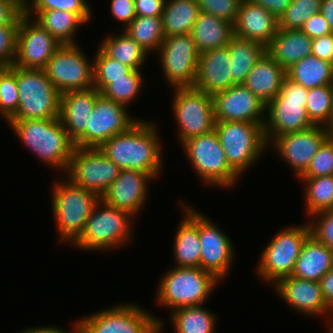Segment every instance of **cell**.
I'll return each mask as SVG.
<instances>
[{"label": "cell", "mask_w": 333, "mask_h": 333, "mask_svg": "<svg viewBox=\"0 0 333 333\" xmlns=\"http://www.w3.org/2000/svg\"><path fill=\"white\" fill-rule=\"evenodd\" d=\"M73 328L70 329V331H66L61 327L50 325H44V326H32L27 327L20 332L17 333H72L77 328V320H75L74 324L72 325Z\"/></svg>", "instance_id": "obj_56"}, {"label": "cell", "mask_w": 333, "mask_h": 333, "mask_svg": "<svg viewBox=\"0 0 333 333\" xmlns=\"http://www.w3.org/2000/svg\"><path fill=\"white\" fill-rule=\"evenodd\" d=\"M286 77L307 89L333 85V63L310 54L287 69Z\"/></svg>", "instance_id": "obj_35"}, {"label": "cell", "mask_w": 333, "mask_h": 333, "mask_svg": "<svg viewBox=\"0 0 333 333\" xmlns=\"http://www.w3.org/2000/svg\"><path fill=\"white\" fill-rule=\"evenodd\" d=\"M228 47L211 49L200 53L194 88L213 96L235 85Z\"/></svg>", "instance_id": "obj_23"}, {"label": "cell", "mask_w": 333, "mask_h": 333, "mask_svg": "<svg viewBox=\"0 0 333 333\" xmlns=\"http://www.w3.org/2000/svg\"><path fill=\"white\" fill-rule=\"evenodd\" d=\"M110 9L113 18L122 23L121 30H124L136 17L134 0H111Z\"/></svg>", "instance_id": "obj_49"}, {"label": "cell", "mask_w": 333, "mask_h": 333, "mask_svg": "<svg viewBox=\"0 0 333 333\" xmlns=\"http://www.w3.org/2000/svg\"><path fill=\"white\" fill-rule=\"evenodd\" d=\"M319 283L324 301L333 312V267L322 276Z\"/></svg>", "instance_id": "obj_55"}, {"label": "cell", "mask_w": 333, "mask_h": 333, "mask_svg": "<svg viewBox=\"0 0 333 333\" xmlns=\"http://www.w3.org/2000/svg\"><path fill=\"white\" fill-rule=\"evenodd\" d=\"M121 169L98 147H75L64 177L101 197Z\"/></svg>", "instance_id": "obj_15"}, {"label": "cell", "mask_w": 333, "mask_h": 333, "mask_svg": "<svg viewBox=\"0 0 333 333\" xmlns=\"http://www.w3.org/2000/svg\"><path fill=\"white\" fill-rule=\"evenodd\" d=\"M128 108L100 94L90 113L86 132L74 143L78 148L100 147L111 137L127 131L139 119Z\"/></svg>", "instance_id": "obj_16"}, {"label": "cell", "mask_w": 333, "mask_h": 333, "mask_svg": "<svg viewBox=\"0 0 333 333\" xmlns=\"http://www.w3.org/2000/svg\"><path fill=\"white\" fill-rule=\"evenodd\" d=\"M199 13L197 0H166L161 16L164 37L191 33Z\"/></svg>", "instance_id": "obj_34"}, {"label": "cell", "mask_w": 333, "mask_h": 333, "mask_svg": "<svg viewBox=\"0 0 333 333\" xmlns=\"http://www.w3.org/2000/svg\"><path fill=\"white\" fill-rule=\"evenodd\" d=\"M320 12L333 32V0H321Z\"/></svg>", "instance_id": "obj_57"}, {"label": "cell", "mask_w": 333, "mask_h": 333, "mask_svg": "<svg viewBox=\"0 0 333 333\" xmlns=\"http://www.w3.org/2000/svg\"><path fill=\"white\" fill-rule=\"evenodd\" d=\"M166 0H134L136 16H162Z\"/></svg>", "instance_id": "obj_52"}, {"label": "cell", "mask_w": 333, "mask_h": 333, "mask_svg": "<svg viewBox=\"0 0 333 333\" xmlns=\"http://www.w3.org/2000/svg\"><path fill=\"white\" fill-rule=\"evenodd\" d=\"M22 14L10 0H0V25H18Z\"/></svg>", "instance_id": "obj_53"}, {"label": "cell", "mask_w": 333, "mask_h": 333, "mask_svg": "<svg viewBox=\"0 0 333 333\" xmlns=\"http://www.w3.org/2000/svg\"><path fill=\"white\" fill-rule=\"evenodd\" d=\"M26 14L38 22L62 45H74L77 32L86 24L76 13L62 10L27 11Z\"/></svg>", "instance_id": "obj_31"}, {"label": "cell", "mask_w": 333, "mask_h": 333, "mask_svg": "<svg viewBox=\"0 0 333 333\" xmlns=\"http://www.w3.org/2000/svg\"><path fill=\"white\" fill-rule=\"evenodd\" d=\"M171 111L176 120L178 144L214 129L212 96L194 87L173 88Z\"/></svg>", "instance_id": "obj_12"}, {"label": "cell", "mask_w": 333, "mask_h": 333, "mask_svg": "<svg viewBox=\"0 0 333 333\" xmlns=\"http://www.w3.org/2000/svg\"><path fill=\"white\" fill-rule=\"evenodd\" d=\"M124 31L149 54H155L165 38L161 16H136Z\"/></svg>", "instance_id": "obj_38"}, {"label": "cell", "mask_w": 333, "mask_h": 333, "mask_svg": "<svg viewBox=\"0 0 333 333\" xmlns=\"http://www.w3.org/2000/svg\"><path fill=\"white\" fill-rule=\"evenodd\" d=\"M328 332L329 333H333V319H332V322H331V324L328 326Z\"/></svg>", "instance_id": "obj_60"}, {"label": "cell", "mask_w": 333, "mask_h": 333, "mask_svg": "<svg viewBox=\"0 0 333 333\" xmlns=\"http://www.w3.org/2000/svg\"><path fill=\"white\" fill-rule=\"evenodd\" d=\"M242 0H197L201 12L212 14L234 25Z\"/></svg>", "instance_id": "obj_46"}, {"label": "cell", "mask_w": 333, "mask_h": 333, "mask_svg": "<svg viewBox=\"0 0 333 333\" xmlns=\"http://www.w3.org/2000/svg\"><path fill=\"white\" fill-rule=\"evenodd\" d=\"M333 175V136H329L320 146L316 155L301 177Z\"/></svg>", "instance_id": "obj_45"}, {"label": "cell", "mask_w": 333, "mask_h": 333, "mask_svg": "<svg viewBox=\"0 0 333 333\" xmlns=\"http://www.w3.org/2000/svg\"><path fill=\"white\" fill-rule=\"evenodd\" d=\"M44 70L61 95L94 87L93 59L78 44L62 45Z\"/></svg>", "instance_id": "obj_13"}, {"label": "cell", "mask_w": 333, "mask_h": 333, "mask_svg": "<svg viewBox=\"0 0 333 333\" xmlns=\"http://www.w3.org/2000/svg\"><path fill=\"white\" fill-rule=\"evenodd\" d=\"M272 286L275 294H278V297L284 300L291 310L294 309L299 315L311 318H314L313 316L315 318L327 316L325 317V320L327 318L325 326L328 328L331 324L333 312L324 301L319 282L286 276Z\"/></svg>", "instance_id": "obj_20"}, {"label": "cell", "mask_w": 333, "mask_h": 333, "mask_svg": "<svg viewBox=\"0 0 333 333\" xmlns=\"http://www.w3.org/2000/svg\"><path fill=\"white\" fill-rule=\"evenodd\" d=\"M312 39L300 29H279L266 47V52L285 71L311 54Z\"/></svg>", "instance_id": "obj_27"}, {"label": "cell", "mask_w": 333, "mask_h": 333, "mask_svg": "<svg viewBox=\"0 0 333 333\" xmlns=\"http://www.w3.org/2000/svg\"><path fill=\"white\" fill-rule=\"evenodd\" d=\"M156 55L169 88L194 87L200 53L191 33L164 38Z\"/></svg>", "instance_id": "obj_14"}, {"label": "cell", "mask_w": 333, "mask_h": 333, "mask_svg": "<svg viewBox=\"0 0 333 333\" xmlns=\"http://www.w3.org/2000/svg\"><path fill=\"white\" fill-rule=\"evenodd\" d=\"M308 90L287 77L284 78L278 95L265 108L263 129L267 145L280 135L314 126L306 112Z\"/></svg>", "instance_id": "obj_7"}, {"label": "cell", "mask_w": 333, "mask_h": 333, "mask_svg": "<svg viewBox=\"0 0 333 333\" xmlns=\"http://www.w3.org/2000/svg\"><path fill=\"white\" fill-rule=\"evenodd\" d=\"M311 54L333 63V33L312 39Z\"/></svg>", "instance_id": "obj_51"}, {"label": "cell", "mask_w": 333, "mask_h": 333, "mask_svg": "<svg viewBox=\"0 0 333 333\" xmlns=\"http://www.w3.org/2000/svg\"><path fill=\"white\" fill-rule=\"evenodd\" d=\"M327 130L330 133V136H333V111L328 125L326 126Z\"/></svg>", "instance_id": "obj_59"}, {"label": "cell", "mask_w": 333, "mask_h": 333, "mask_svg": "<svg viewBox=\"0 0 333 333\" xmlns=\"http://www.w3.org/2000/svg\"><path fill=\"white\" fill-rule=\"evenodd\" d=\"M18 25H0V68H8L15 58Z\"/></svg>", "instance_id": "obj_48"}, {"label": "cell", "mask_w": 333, "mask_h": 333, "mask_svg": "<svg viewBox=\"0 0 333 333\" xmlns=\"http://www.w3.org/2000/svg\"><path fill=\"white\" fill-rule=\"evenodd\" d=\"M100 94L95 87H92L61 95L59 118L74 143L86 132L90 113Z\"/></svg>", "instance_id": "obj_25"}, {"label": "cell", "mask_w": 333, "mask_h": 333, "mask_svg": "<svg viewBox=\"0 0 333 333\" xmlns=\"http://www.w3.org/2000/svg\"><path fill=\"white\" fill-rule=\"evenodd\" d=\"M181 148L203 185L222 189L238 185L241 176L229 165L215 129L184 141Z\"/></svg>", "instance_id": "obj_6"}, {"label": "cell", "mask_w": 333, "mask_h": 333, "mask_svg": "<svg viewBox=\"0 0 333 333\" xmlns=\"http://www.w3.org/2000/svg\"><path fill=\"white\" fill-rule=\"evenodd\" d=\"M61 46L38 22L23 13L17 27L13 65L25 69H45Z\"/></svg>", "instance_id": "obj_17"}, {"label": "cell", "mask_w": 333, "mask_h": 333, "mask_svg": "<svg viewBox=\"0 0 333 333\" xmlns=\"http://www.w3.org/2000/svg\"><path fill=\"white\" fill-rule=\"evenodd\" d=\"M230 54L232 81L243 84L248 73L266 53V47L256 41L233 36L227 45Z\"/></svg>", "instance_id": "obj_33"}, {"label": "cell", "mask_w": 333, "mask_h": 333, "mask_svg": "<svg viewBox=\"0 0 333 333\" xmlns=\"http://www.w3.org/2000/svg\"><path fill=\"white\" fill-rule=\"evenodd\" d=\"M13 2L23 13H26L36 0H10Z\"/></svg>", "instance_id": "obj_58"}, {"label": "cell", "mask_w": 333, "mask_h": 333, "mask_svg": "<svg viewBox=\"0 0 333 333\" xmlns=\"http://www.w3.org/2000/svg\"><path fill=\"white\" fill-rule=\"evenodd\" d=\"M302 32H304L306 35H308L311 39L326 36L329 35L332 32L330 29L328 22L324 18V16L321 14V12H318L316 14H313L300 28Z\"/></svg>", "instance_id": "obj_50"}, {"label": "cell", "mask_w": 333, "mask_h": 333, "mask_svg": "<svg viewBox=\"0 0 333 333\" xmlns=\"http://www.w3.org/2000/svg\"><path fill=\"white\" fill-rule=\"evenodd\" d=\"M183 217L174 237V266L200 268L201 245L198 236V209L179 200Z\"/></svg>", "instance_id": "obj_26"}, {"label": "cell", "mask_w": 333, "mask_h": 333, "mask_svg": "<svg viewBox=\"0 0 333 333\" xmlns=\"http://www.w3.org/2000/svg\"><path fill=\"white\" fill-rule=\"evenodd\" d=\"M320 7L321 0H292L278 19V28L300 29L313 14L320 12Z\"/></svg>", "instance_id": "obj_43"}, {"label": "cell", "mask_w": 333, "mask_h": 333, "mask_svg": "<svg viewBox=\"0 0 333 333\" xmlns=\"http://www.w3.org/2000/svg\"><path fill=\"white\" fill-rule=\"evenodd\" d=\"M72 333H81L77 328Z\"/></svg>", "instance_id": "obj_61"}, {"label": "cell", "mask_w": 333, "mask_h": 333, "mask_svg": "<svg viewBox=\"0 0 333 333\" xmlns=\"http://www.w3.org/2000/svg\"><path fill=\"white\" fill-rule=\"evenodd\" d=\"M305 106L314 125L327 126L333 111V85L310 88Z\"/></svg>", "instance_id": "obj_40"}, {"label": "cell", "mask_w": 333, "mask_h": 333, "mask_svg": "<svg viewBox=\"0 0 333 333\" xmlns=\"http://www.w3.org/2000/svg\"><path fill=\"white\" fill-rule=\"evenodd\" d=\"M121 32V33H120ZM119 34H107L99 44V48L110 58L121 64L127 65L133 70H142L149 53L144 50L124 30Z\"/></svg>", "instance_id": "obj_32"}, {"label": "cell", "mask_w": 333, "mask_h": 333, "mask_svg": "<svg viewBox=\"0 0 333 333\" xmlns=\"http://www.w3.org/2000/svg\"><path fill=\"white\" fill-rule=\"evenodd\" d=\"M18 109L10 120L52 119L60 115L61 94L44 69L16 66Z\"/></svg>", "instance_id": "obj_10"}, {"label": "cell", "mask_w": 333, "mask_h": 333, "mask_svg": "<svg viewBox=\"0 0 333 333\" xmlns=\"http://www.w3.org/2000/svg\"><path fill=\"white\" fill-rule=\"evenodd\" d=\"M215 121L265 122L266 105L243 84L213 96Z\"/></svg>", "instance_id": "obj_21"}, {"label": "cell", "mask_w": 333, "mask_h": 333, "mask_svg": "<svg viewBox=\"0 0 333 333\" xmlns=\"http://www.w3.org/2000/svg\"><path fill=\"white\" fill-rule=\"evenodd\" d=\"M62 10L76 13L86 24L91 23L92 8L88 0H36L28 11Z\"/></svg>", "instance_id": "obj_44"}, {"label": "cell", "mask_w": 333, "mask_h": 333, "mask_svg": "<svg viewBox=\"0 0 333 333\" xmlns=\"http://www.w3.org/2000/svg\"><path fill=\"white\" fill-rule=\"evenodd\" d=\"M142 70H132L126 78L110 79V84L101 94L114 102L129 108L132 102L139 98L144 87Z\"/></svg>", "instance_id": "obj_39"}, {"label": "cell", "mask_w": 333, "mask_h": 333, "mask_svg": "<svg viewBox=\"0 0 333 333\" xmlns=\"http://www.w3.org/2000/svg\"><path fill=\"white\" fill-rule=\"evenodd\" d=\"M285 77L286 71L266 52L248 73L243 85L267 105L278 95Z\"/></svg>", "instance_id": "obj_28"}, {"label": "cell", "mask_w": 333, "mask_h": 333, "mask_svg": "<svg viewBox=\"0 0 333 333\" xmlns=\"http://www.w3.org/2000/svg\"><path fill=\"white\" fill-rule=\"evenodd\" d=\"M168 316L175 333H216L217 316L202 305L173 310Z\"/></svg>", "instance_id": "obj_36"}, {"label": "cell", "mask_w": 333, "mask_h": 333, "mask_svg": "<svg viewBox=\"0 0 333 333\" xmlns=\"http://www.w3.org/2000/svg\"><path fill=\"white\" fill-rule=\"evenodd\" d=\"M292 226L283 228L274 234L263 249L255 267L258 278L264 283H271V286L279 279L291 276L302 246L311 234L308 222Z\"/></svg>", "instance_id": "obj_11"}, {"label": "cell", "mask_w": 333, "mask_h": 333, "mask_svg": "<svg viewBox=\"0 0 333 333\" xmlns=\"http://www.w3.org/2000/svg\"><path fill=\"white\" fill-rule=\"evenodd\" d=\"M153 180L145 172L121 170L100 199L108 206L124 210L138 218L149 197V183Z\"/></svg>", "instance_id": "obj_22"}, {"label": "cell", "mask_w": 333, "mask_h": 333, "mask_svg": "<svg viewBox=\"0 0 333 333\" xmlns=\"http://www.w3.org/2000/svg\"><path fill=\"white\" fill-rule=\"evenodd\" d=\"M271 12L277 19L285 12L292 0H249Z\"/></svg>", "instance_id": "obj_54"}, {"label": "cell", "mask_w": 333, "mask_h": 333, "mask_svg": "<svg viewBox=\"0 0 333 333\" xmlns=\"http://www.w3.org/2000/svg\"><path fill=\"white\" fill-rule=\"evenodd\" d=\"M330 136L326 126L313 127L297 132L280 135L268 144L278 156L290 166L296 178H300L309 167L312 158L322 143Z\"/></svg>", "instance_id": "obj_19"}, {"label": "cell", "mask_w": 333, "mask_h": 333, "mask_svg": "<svg viewBox=\"0 0 333 333\" xmlns=\"http://www.w3.org/2000/svg\"><path fill=\"white\" fill-rule=\"evenodd\" d=\"M136 217L131 213L108 206L101 199L93 208L82 234L72 244L79 251H105L119 249L134 241Z\"/></svg>", "instance_id": "obj_3"}, {"label": "cell", "mask_w": 333, "mask_h": 333, "mask_svg": "<svg viewBox=\"0 0 333 333\" xmlns=\"http://www.w3.org/2000/svg\"><path fill=\"white\" fill-rule=\"evenodd\" d=\"M220 284L211 272L196 267H171L159 280L157 305L170 312L186 306L204 305Z\"/></svg>", "instance_id": "obj_5"}, {"label": "cell", "mask_w": 333, "mask_h": 333, "mask_svg": "<svg viewBox=\"0 0 333 333\" xmlns=\"http://www.w3.org/2000/svg\"><path fill=\"white\" fill-rule=\"evenodd\" d=\"M164 322L136 303H118L77 319L81 333H162Z\"/></svg>", "instance_id": "obj_9"}, {"label": "cell", "mask_w": 333, "mask_h": 333, "mask_svg": "<svg viewBox=\"0 0 333 333\" xmlns=\"http://www.w3.org/2000/svg\"><path fill=\"white\" fill-rule=\"evenodd\" d=\"M234 35L267 47L278 30V19L262 6L242 0L233 25Z\"/></svg>", "instance_id": "obj_24"}, {"label": "cell", "mask_w": 333, "mask_h": 333, "mask_svg": "<svg viewBox=\"0 0 333 333\" xmlns=\"http://www.w3.org/2000/svg\"><path fill=\"white\" fill-rule=\"evenodd\" d=\"M9 128L17 139L45 166L59 173L67 171L75 148L60 118L9 120Z\"/></svg>", "instance_id": "obj_2"}, {"label": "cell", "mask_w": 333, "mask_h": 333, "mask_svg": "<svg viewBox=\"0 0 333 333\" xmlns=\"http://www.w3.org/2000/svg\"><path fill=\"white\" fill-rule=\"evenodd\" d=\"M191 35L198 52L202 53L227 46L234 36V27L232 23L200 11Z\"/></svg>", "instance_id": "obj_30"}, {"label": "cell", "mask_w": 333, "mask_h": 333, "mask_svg": "<svg viewBox=\"0 0 333 333\" xmlns=\"http://www.w3.org/2000/svg\"><path fill=\"white\" fill-rule=\"evenodd\" d=\"M52 183L51 209L60 244H73L82 234L86 221L100 197L73 184L66 177Z\"/></svg>", "instance_id": "obj_4"}, {"label": "cell", "mask_w": 333, "mask_h": 333, "mask_svg": "<svg viewBox=\"0 0 333 333\" xmlns=\"http://www.w3.org/2000/svg\"><path fill=\"white\" fill-rule=\"evenodd\" d=\"M311 235L333 251V209L309 217Z\"/></svg>", "instance_id": "obj_47"}, {"label": "cell", "mask_w": 333, "mask_h": 333, "mask_svg": "<svg viewBox=\"0 0 333 333\" xmlns=\"http://www.w3.org/2000/svg\"><path fill=\"white\" fill-rule=\"evenodd\" d=\"M198 236L201 245L200 268L211 272L218 280H224L235 260L233 241L199 209Z\"/></svg>", "instance_id": "obj_18"}, {"label": "cell", "mask_w": 333, "mask_h": 333, "mask_svg": "<svg viewBox=\"0 0 333 333\" xmlns=\"http://www.w3.org/2000/svg\"><path fill=\"white\" fill-rule=\"evenodd\" d=\"M19 95L16 81V66L0 68V115L6 123L16 114Z\"/></svg>", "instance_id": "obj_42"}, {"label": "cell", "mask_w": 333, "mask_h": 333, "mask_svg": "<svg viewBox=\"0 0 333 333\" xmlns=\"http://www.w3.org/2000/svg\"><path fill=\"white\" fill-rule=\"evenodd\" d=\"M94 87L101 93L109 84L110 79L126 78L133 70L127 65L108 57L100 48L93 56Z\"/></svg>", "instance_id": "obj_41"}, {"label": "cell", "mask_w": 333, "mask_h": 333, "mask_svg": "<svg viewBox=\"0 0 333 333\" xmlns=\"http://www.w3.org/2000/svg\"><path fill=\"white\" fill-rule=\"evenodd\" d=\"M263 125L244 121H215L214 129L226 159L241 177L259 162L268 149Z\"/></svg>", "instance_id": "obj_8"}, {"label": "cell", "mask_w": 333, "mask_h": 333, "mask_svg": "<svg viewBox=\"0 0 333 333\" xmlns=\"http://www.w3.org/2000/svg\"><path fill=\"white\" fill-rule=\"evenodd\" d=\"M304 185V212L309 217L333 209V175L319 177H300Z\"/></svg>", "instance_id": "obj_37"}, {"label": "cell", "mask_w": 333, "mask_h": 333, "mask_svg": "<svg viewBox=\"0 0 333 333\" xmlns=\"http://www.w3.org/2000/svg\"><path fill=\"white\" fill-rule=\"evenodd\" d=\"M332 267L333 251L310 234L295 261L291 276L319 282Z\"/></svg>", "instance_id": "obj_29"}, {"label": "cell", "mask_w": 333, "mask_h": 333, "mask_svg": "<svg viewBox=\"0 0 333 333\" xmlns=\"http://www.w3.org/2000/svg\"><path fill=\"white\" fill-rule=\"evenodd\" d=\"M156 126L154 122L139 119L127 131L111 137L99 148L121 170H137L158 179L165 160L162 138H159L161 135Z\"/></svg>", "instance_id": "obj_1"}]
</instances>
